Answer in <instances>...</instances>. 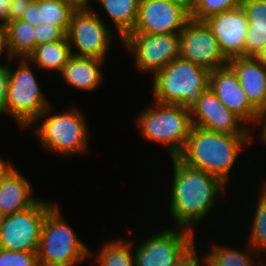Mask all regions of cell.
Instances as JSON below:
<instances>
[{"label":"cell","mask_w":266,"mask_h":266,"mask_svg":"<svg viewBox=\"0 0 266 266\" xmlns=\"http://www.w3.org/2000/svg\"><path fill=\"white\" fill-rule=\"evenodd\" d=\"M171 159L174 174L170 215L177 225L175 227L193 233V225L209 215L219 193H224L226 184L203 170L185 165L178 158Z\"/></svg>","instance_id":"cell-1"},{"label":"cell","mask_w":266,"mask_h":266,"mask_svg":"<svg viewBox=\"0 0 266 266\" xmlns=\"http://www.w3.org/2000/svg\"><path fill=\"white\" fill-rule=\"evenodd\" d=\"M252 138V135H231L192 126L185 148L177 158L185 165L203 170L226 184L239 152Z\"/></svg>","instance_id":"cell-2"},{"label":"cell","mask_w":266,"mask_h":266,"mask_svg":"<svg viewBox=\"0 0 266 266\" xmlns=\"http://www.w3.org/2000/svg\"><path fill=\"white\" fill-rule=\"evenodd\" d=\"M209 74L207 69L181 57L174 59L153 75L154 101L178 104L191 111L209 87Z\"/></svg>","instance_id":"cell-3"},{"label":"cell","mask_w":266,"mask_h":266,"mask_svg":"<svg viewBox=\"0 0 266 266\" xmlns=\"http://www.w3.org/2000/svg\"><path fill=\"white\" fill-rule=\"evenodd\" d=\"M152 106L136 117L137 125L148 141L166 144L171 158H177L184 150L192 127L190 110L178 104L153 101Z\"/></svg>","instance_id":"cell-4"},{"label":"cell","mask_w":266,"mask_h":266,"mask_svg":"<svg viewBox=\"0 0 266 266\" xmlns=\"http://www.w3.org/2000/svg\"><path fill=\"white\" fill-rule=\"evenodd\" d=\"M59 209L56 205L44 221L37 250L39 266H74L92 255Z\"/></svg>","instance_id":"cell-5"},{"label":"cell","mask_w":266,"mask_h":266,"mask_svg":"<svg viewBox=\"0 0 266 266\" xmlns=\"http://www.w3.org/2000/svg\"><path fill=\"white\" fill-rule=\"evenodd\" d=\"M50 108L51 106L45 109L37 118L43 120L34 130L43 148L64 157L86 153L89 132L82 112L73 107L64 113L49 115Z\"/></svg>","instance_id":"cell-6"},{"label":"cell","mask_w":266,"mask_h":266,"mask_svg":"<svg viewBox=\"0 0 266 266\" xmlns=\"http://www.w3.org/2000/svg\"><path fill=\"white\" fill-rule=\"evenodd\" d=\"M14 58L9 60V79L6 96V114L22 128L32 127L40 114L49 107L38 80L27 57L18 58L16 70L10 66Z\"/></svg>","instance_id":"cell-7"},{"label":"cell","mask_w":266,"mask_h":266,"mask_svg":"<svg viewBox=\"0 0 266 266\" xmlns=\"http://www.w3.org/2000/svg\"><path fill=\"white\" fill-rule=\"evenodd\" d=\"M56 205L38 199L23 211L3 216L0 223V248L37 252L44 221Z\"/></svg>","instance_id":"cell-8"},{"label":"cell","mask_w":266,"mask_h":266,"mask_svg":"<svg viewBox=\"0 0 266 266\" xmlns=\"http://www.w3.org/2000/svg\"><path fill=\"white\" fill-rule=\"evenodd\" d=\"M136 69L154 75L180 57V34L129 33L122 41Z\"/></svg>","instance_id":"cell-9"},{"label":"cell","mask_w":266,"mask_h":266,"mask_svg":"<svg viewBox=\"0 0 266 266\" xmlns=\"http://www.w3.org/2000/svg\"><path fill=\"white\" fill-rule=\"evenodd\" d=\"M105 23L91 8L75 10L67 33L71 53L105 60L113 39Z\"/></svg>","instance_id":"cell-10"},{"label":"cell","mask_w":266,"mask_h":266,"mask_svg":"<svg viewBox=\"0 0 266 266\" xmlns=\"http://www.w3.org/2000/svg\"><path fill=\"white\" fill-rule=\"evenodd\" d=\"M194 233L183 229H164L136 245L135 266H173L196 242Z\"/></svg>","instance_id":"cell-11"},{"label":"cell","mask_w":266,"mask_h":266,"mask_svg":"<svg viewBox=\"0 0 266 266\" xmlns=\"http://www.w3.org/2000/svg\"><path fill=\"white\" fill-rule=\"evenodd\" d=\"M180 34V57L208 71L227 66L217 39L205 21L190 18Z\"/></svg>","instance_id":"cell-12"},{"label":"cell","mask_w":266,"mask_h":266,"mask_svg":"<svg viewBox=\"0 0 266 266\" xmlns=\"http://www.w3.org/2000/svg\"><path fill=\"white\" fill-rule=\"evenodd\" d=\"M190 14L168 0H140L137 22L130 33L179 34Z\"/></svg>","instance_id":"cell-13"},{"label":"cell","mask_w":266,"mask_h":266,"mask_svg":"<svg viewBox=\"0 0 266 266\" xmlns=\"http://www.w3.org/2000/svg\"><path fill=\"white\" fill-rule=\"evenodd\" d=\"M192 126L231 135H252L248 126L217 98L208 87L191 109Z\"/></svg>","instance_id":"cell-14"},{"label":"cell","mask_w":266,"mask_h":266,"mask_svg":"<svg viewBox=\"0 0 266 266\" xmlns=\"http://www.w3.org/2000/svg\"><path fill=\"white\" fill-rule=\"evenodd\" d=\"M204 21L217 39L219 49L227 60L245 57L249 25L242 6L215 14Z\"/></svg>","instance_id":"cell-15"},{"label":"cell","mask_w":266,"mask_h":266,"mask_svg":"<svg viewBox=\"0 0 266 266\" xmlns=\"http://www.w3.org/2000/svg\"><path fill=\"white\" fill-rule=\"evenodd\" d=\"M209 88L246 126L250 123L257 124L259 111L250 103L237 75L228 65L210 72Z\"/></svg>","instance_id":"cell-16"},{"label":"cell","mask_w":266,"mask_h":266,"mask_svg":"<svg viewBox=\"0 0 266 266\" xmlns=\"http://www.w3.org/2000/svg\"><path fill=\"white\" fill-rule=\"evenodd\" d=\"M237 75L250 103L260 112L266 108V66L255 57H234L227 64Z\"/></svg>","instance_id":"cell-17"},{"label":"cell","mask_w":266,"mask_h":266,"mask_svg":"<svg viewBox=\"0 0 266 266\" xmlns=\"http://www.w3.org/2000/svg\"><path fill=\"white\" fill-rule=\"evenodd\" d=\"M31 183L13 165L0 180L1 217L23 211L38 199L31 196Z\"/></svg>","instance_id":"cell-18"},{"label":"cell","mask_w":266,"mask_h":266,"mask_svg":"<svg viewBox=\"0 0 266 266\" xmlns=\"http://www.w3.org/2000/svg\"><path fill=\"white\" fill-rule=\"evenodd\" d=\"M103 62L97 58L72 54L60 74L68 85L82 91H93L102 83Z\"/></svg>","instance_id":"cell-19"},{"label":"cell","mask_w":266,"mask_h":266,"mask_svg":"<svg viewBox=\"0 0 266 266\" xmlns=\"http://www.w3.org/2000/svg\"><path fill=\"white\" fill-rule=\"evenodd\" d=\"M248 20L245 57H256L266 45V0H243Z\"/></svg>","instance_id":"cell-20"},{"label":"cell","mask_w":266,"mask_h":266,"mask_svg":"<svg viewBox=\"0 0 266 266\" xmlns=\"http://www.w3.org/2000/svg\"><path fill=\"white\" fill-rule=\"evenodd\" d=\"M109 15L116 27V35L122 41L134 29L140 0H96Z\"/></svg>","instance_id":"cell-21"},{"label":"cell","mask_w":266,"mask_h":266,"mask_svg":"<svg viewBox=\"0 0 266 266\" xmlns=\"http://www.w3.org/2000/svg\"><path fill=\"white\" fill-rule=\"evenodd\" d=\"M8 54L11 58L28 57L36 48L35 26L27 21L17 19L8 22L4 27Z\"/></svg>","instance_id":"cell-22"},{"label":"cell","mask_w":266,"mask_h":266,"mask_svg":"<svg viewBox=\"0 0 266 266\" xmlns=\"http://www.w3.org/2000/svg\"><path fill=\"white\" fill-rule=\"evenodd\" d=\"M71 55V48L66 38L62 41L47 42L36 46L27 58L43 70H54L61 73Z\"/></svg>","instance_id":"cell-23"},{"label":"cell","mask_w":266,"mask_h":266,"mask_svg":"<svg viewBox=\"0 0 266 266\" xmlns=\"http://www.w3.org/2000/svg\"><path fill=\"white\" fill-rule=\"evenodd\" d=\"M245 245V249L239 251L228 246L214 244L210 247L212 248L210 252L205 254L206 266H257L250 254L257 255L258 253L249 244Z\"/></svg>","instance_id":"cell-24"},{"label":"cell","mask_w":266,"mask_h":266,"mask_svg":"<svg viewBox=\"0 0 266 266\" xmlns=\"http://www.w3.org/2000/svg\"><path fill=\"white\" fill-rule=\"evenodd\" d=\"M132 245L122 239L103 243L96 255L99 266H135Z\"/></svg>","instance_id":"cell-25"},{"label":"cell","mask_w":266,"mask_h":266,"mask_svg":"<svg viewBox=\"0 0 266 266\" xmlns=\"http://www.w3.org/2000/svg\"><path fill=\"white\" fill-rule=\"evenodd\" d=\"M261 186L247 242L258 254L266 252V180Z\"/></svg>","instance_id":"cell-26"},{"label":"cell","mask_w":266,"mask_h":266,"mask_svg":"<svg viewBox=\"0 0 266 266\" xmlns=\"http://www.w3.org/2000/svg\"><path fill=\"white\" fill-rule=\"evenodd\" d=\"M40 23L53 24L68 33L75 9L62 0H39Z\"/></svg>","instance_id":"cell-27"},{"label":"cell","mask_w":266,"mask_h":266,"mask_svg":"<svg viewBox=\"0 0 266 266\" xmlns=\"http://www.w3.org/2000/svg\"><path fill=\"white\" fill-rule=\"evenodd\" d=\"M243 0H198L193 6L190 18L204 21L210 16L242 6Z\"/></svg>","instance_id":"cell-28"},{"label":"cell","mask_w":266,"mask_h":266,"mask_svg":"<svg viewBox=\"0 0 266 266\" xmlns=\"http://www.w3.org/2000/svg\"><path fill=\"white\" fill-rule=\"evenodd\" d=\"M0 266H39L37 252L0 248Z\"/></svg>","instance_id":"cell-29"},{"label":"cell","mask_w":266,"mask_h":266,"mask_svg":"<svg viewBox=\"0 0 266 266\" xmlns=\"http://www.w3.org/2000/svg\"><path fill=\"white\" fill-rule=\"evenodd\" d=\"M36 46L47 42L62 41L67 38V34L53 24L40 23L35 26Z\"/></svg>","instance_id":"cell-30"},{"label":"cell","mask_w":266,"mask_h":266,"mask_svg":"<svg viewBox=\"0 0 266 266\" xmlns=\"http://www.w3.org/2000/svg\"><path fill=\"white\" fill-rule=\"evenodd\" d=\"M196 244H194L187 252H185L173 266H206L205 257L199 259L196 252ZM200 260H204L201 261ZM204 263V264H203Z\"/></svg>","instance_id":"cell-31"},{"label":"cell","mask_w":266,"mask_h":266,"mask_svg":"<svg viewBox=\"0 0 266 266\" xmlns=\"http://www.w3.org/2000/svg\"><path fill=\"white\" fill-rule=\"evenodd\" d=\"M8 79L9 64L0 66V115L6 113Z\"/></svg>","instance_id":"cell-32"},{"label":"cell","mask_w":266,"mask_h":266,"mask_svg":"<svg viewBox=\"0 0 266 266\" xmlns=\"http://www.w3.org/2000/svg\"><path fill=\"white\" fill-rule=\"evenodd\" d=\"M33 0H14L8 9V22L21 19Z\"/></svg>","instance_id":"cell-33"},{"label":"cell","mask_w":266,"mask_h":266,"mask_svg":"<svg viewBox=\"0 0 266 266\" xmlns=\"http://www.w3.org/2000/svg\"><path fill=\"white\" fill-rule=\"evenodd\" d=\"M22 20L27 21L32 26L40 24L39 0H33L28 9L23 13Z\"/></svg>","instance_id":"cell-34"},{"label":"cell","mask_w":266,"mask_h":266,"mask_svg":"<svg viewBox=\"0 0 266 266\" xmlns=\"http://www.w3.org/2000/svg\"><path fill=\"white\" fill-rule=\"evenodd\" d=\"M14 0H0V27L8 23V9Z\"/></svg>","instance_id":"cell-35"},{"label":"cell","mask_w":266,"mask_h":266,"mask_svg":"<svg viewBox=\"0 0 266 266\" xmlns=\"http://www.w3.org/2000/svg\"><path fill=\"white\" fill-rule=\"evenodd\" d=\"M70 4L75 10L79 9H90L92 7L91 0H62Z\"/></svg>","instance_id":"cell-36"},{"label":"cell","mask_w":266,"mask_h":266,"mask_svg":"<svg viewBox=\"0 0 266 266\" xmlns=\"http://www.w3.org/2000/svg\"><path fill=\"white\" fill-rule=\"evenodd\" d=\"M259 123H262V128H261V139H263L262 141H264V144L266 145V108L261 110L259 112V117H258V121H257V124Z\"/></svg>","instance_id":"cell-37"},{"label":"cell","mask_w":266,"mask_h":266,"mask_svg":"<svg viewBox=\"0 0 266 266\" xmlns=\"http://www.w3.org/2000/svg\"><path fill=\"white\" fill-rule=\"evenodd\" d=\"M3 52H7L6 55H8V63H4V64L1 63L0 66L9 64V60L11 59V57L8 54L6 35H5V32H4V28L0 27V57L2 56L1 54Z\"/></svg>","instance_id":"cell-38"},{"label":"cell","mask_w":266,"mask_h":266,"mask_svg":"<svg viewBox=\"0 0 266 266\" xmlns=\"http://www.w3.org/2000/svg\"><path fill=\"white\" fill-rule=\"evenodd\" d=\"M168 1L183 7L189 14L191 13L194 6L189 0H168Z\"/></svg>","instance_id":"cell-39"},{"label":"cell","mask_w":266,"mask_h":266,"mask_svg":"<svg viewBox=\"0 0 266 266\" xmlns=\"http://www.w3.org/2000/svg\"><path fill=\"white\" fill-rule=\"evenodd\" d=\"M13 165L9 161H4L0 158V180L8 172Z\"/></svg>","instance_id":"cell-40"},{"label":"cell","mask_w":266,"mask_h":266,"mask_svg":"<svg viewBox=\"0 0 266 266\" xmlns=\"http://www.w3.org/2000/svg\"><path fill=\"white\" fill-rule=\"evenodd\" d=\"M259 62H262L266 66V45L255 57Z\"/></svg>","instance_id":"cell-41"},{"label":"cell","mask_w":266,"mask_h":266,"mask_svg":"<svg viewBox=\"0 0 266 266\" xmlns=\"http://www.w3.org/2000/svg\"><path fill=\"white\" fill-rule=\"evenodd\" d=\"M193 5H195L197 2H198V0H189Z\"/></svg>","instance_id":"cell-42"},{"label":"cell","mask_w":266,"mask_h":266,"mask_svg":"<svg viewBox=\"0 0 266 266\" xmlns=\"http://www.w3.org/2000/svg\"><path fill=\"white\" fill-rule=\"evenodd\" d=\"M266 263V262H265ZM257 266H266V264L264 265V263H260V261L258 262Z\"/></svg>","instance_id":"cell-43"}]
</instances>
